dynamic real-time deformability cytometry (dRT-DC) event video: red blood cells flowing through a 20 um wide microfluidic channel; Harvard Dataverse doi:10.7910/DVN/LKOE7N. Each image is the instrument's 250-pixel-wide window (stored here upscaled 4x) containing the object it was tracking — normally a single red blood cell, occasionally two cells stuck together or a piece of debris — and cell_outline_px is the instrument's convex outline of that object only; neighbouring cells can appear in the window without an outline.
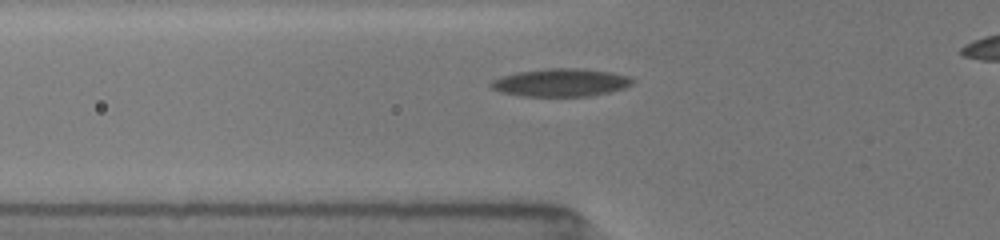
{"species": "common noctule bat (a hibernating species)", "species_latin": "Nyctalus noctula", "temperature_condition": "room temperature", "stored_images_in_passage": 52, "camera_frame_rate_fps": 3000, "um_per_image_px": 0.085, "animal": {"sex": "female", "body_mass_g": 19.5, "forearm_length_mm": 54.1}, "frame": {"image": 1, "passage_image": 2, "time_ms": 0.333, "image_size_px": [1000, 240], "cell_outline_px": [[632, 84], [624, 88], [608, 92], [588, 96], [520, 96], [500, 92], [492, 88], [488, 84], [492, 80], [500, 76], [516, 72], [548, 68], [576, 68], [608, 72], [628, 76], [632, 80]], "centroid_in_image_um": [47.59, 7.02], "position_along_channel_um": 78.2, "area_um2": 22.89}}
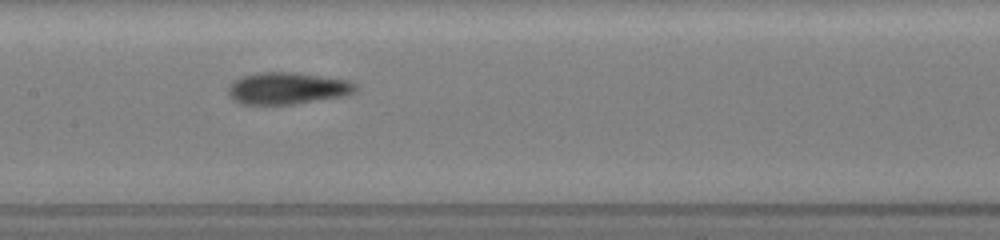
{"frame": {"image": 2, "passage_image": 17, "time_ms": 3.0, "image_size_px": [1000, 240], "cell_outline_px": [[356, 88], [352, 92], [344, 96], [292, 104], [240, 104], [228, 92], [228, 88], [236, 80], [244, 76], [260, 72], [296, 72], [348, 80]], "centroid_in_image_um": [24.42, 7.5], "position_along_channel_um": 183.0, "area_um2": 23.12}}
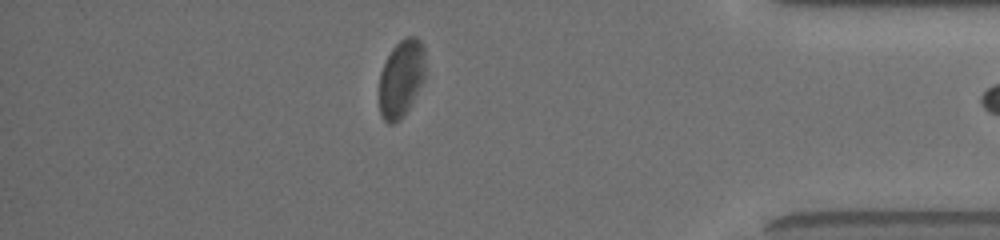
{"frame": {"image": 3, "passage_image": 51, "time_ms": 9.333, "image_size_px": [1000, 240], "cell_outline_px": [[424, 80], [404, 116], [400, 120], [392, 124], [388, 124], [384, 120], [380, 112], [380, 72], [392, 48], [400, 40], [408, 36], [416, 36], [420, 40], [424, 48]], "centroid_in_image_um": [34.11, 6.66], "position_along_channel_um": 401.1, "area_um2": 20.69}, "authors_computed_cell_mechanics": {"area_um2": 22.4842, "velocity_mm_per_s": 3.918, "shape_relaxation_time_tau1_ms": 3.0622, "shape_relaxation_time_tau2_ms": 1.9913, "deformation_change_tau1": 0.1101, "deformation_change_tau2": 0.0856}}